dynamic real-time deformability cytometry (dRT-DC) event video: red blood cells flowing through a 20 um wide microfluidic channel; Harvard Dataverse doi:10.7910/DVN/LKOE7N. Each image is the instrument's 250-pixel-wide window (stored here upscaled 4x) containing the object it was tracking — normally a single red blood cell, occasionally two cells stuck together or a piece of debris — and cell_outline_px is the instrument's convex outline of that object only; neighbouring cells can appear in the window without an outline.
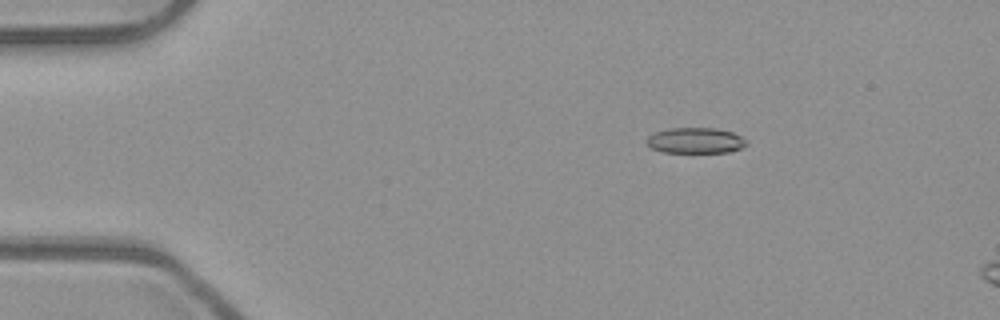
{"species": "common noctule bat (a hibernating species)", "species_latin": "Nyctalus noctula", "temperature_condition": "room temperature", "stored_images_in_passage": 13, "camera_frame_rate_fps": 3000, "um_per_image_px": 0.085, "animal": {"sex": "male", "body_mass_g": 23.1, "forearm_length_mm": 52.7}, "frame": {"image": 1, "passage_image": 8, "time_ms": 2.333, "image_size_px": [1000, 320], "cell_outline_px": [[748, 144], [740, 148], [728, 152], [664, 152], [652, 148], [644, 140], [648, 136], [656, 132], [668, 128], [716, 128], [732, 132], [748, 140]], "centroid_in_image_um": [59.12, 11.94], "position_along_channel_um": 25.9, "area_um2": 14.91}}